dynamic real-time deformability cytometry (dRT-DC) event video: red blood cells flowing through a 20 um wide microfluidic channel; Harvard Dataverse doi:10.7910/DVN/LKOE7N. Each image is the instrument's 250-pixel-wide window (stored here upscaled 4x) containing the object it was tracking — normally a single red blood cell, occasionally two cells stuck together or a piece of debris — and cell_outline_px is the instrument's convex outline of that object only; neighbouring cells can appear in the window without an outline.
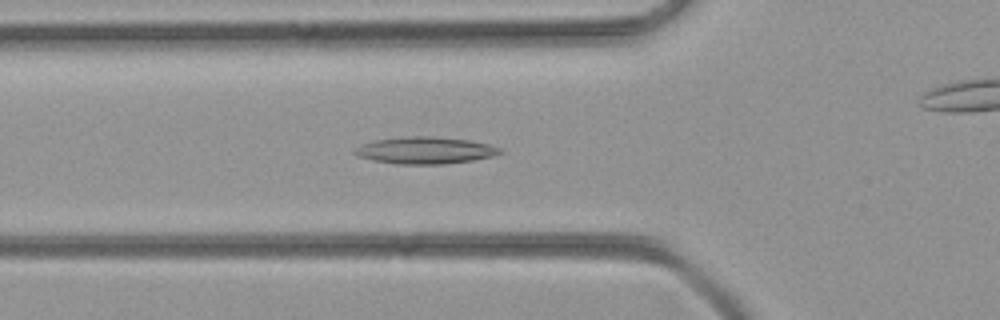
{"species": "common noctule bat (a hibernating species)", "species_latin": "Nyctalus noctula", "temperature_condition": "room temperature", "stored_images_in_passage": 49, "camera_frame_rate_fps": 3000, "um_per_image_px": 0.085, "animal": {"sex": "female", "body_mass_g": 21.9}, "frame": {"image": 1, "passage_image": 17, "time_ms": 5.333, "image_size_px": [1000, 320], "cell_outline_px": [[504, 152], [492, 156], [472, 160], [444, 164], [396, 164], [372, 160], [356, 156], [352, 152], [360, 144], [376, 140], [412, 136], [428, 136], [468, 140], [488, 144], [500, 148]], "centroid_in_image_um": [36.1, 12.79], "position_along_channel_um": 89.7, "area_um2": 22.66}}
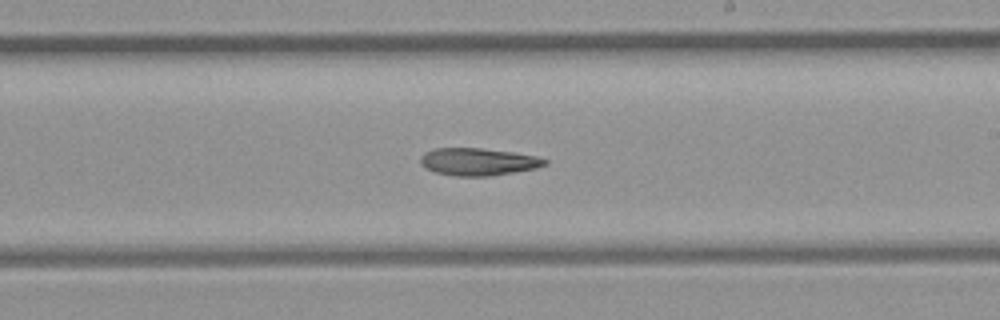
{"frame": {"image": 2, "passage_image": 28, "time_ms": 9.0, "image_size_px": [1000, 320], "cell_outline_px": [[548, 164], [536, 168], [492, 176], [456, 176], [436, 172], [424, 168], [420, 164], [420, 156], [424, 152], [432, 148], [480, 148], [512, 152], [536, 156], [548, 160]], "centroid_in_image_um": [40.61, 13.75], "position_along_channel_um": 248.4, "area_um2": 20.0}}
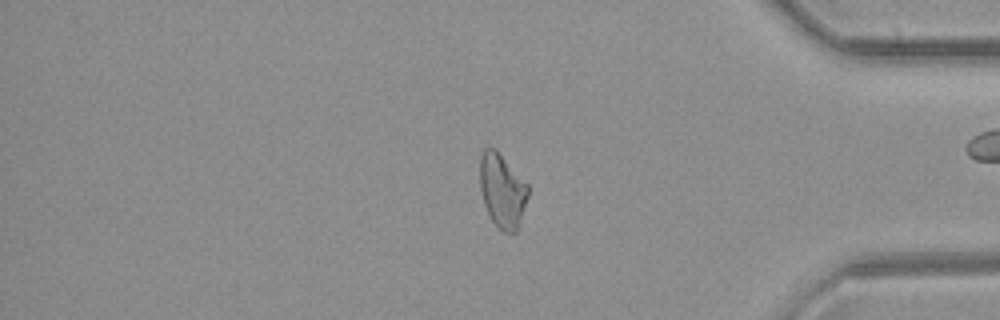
{"frame": {"image": 3, "passage_image": 40, "time_ms": 13.0, "image_size_px": [1000, 320], "cell_outline_px": [[528, 196], [516, 232], [504, 232], [492, 220], [484, 204], [480, 188], [480, 156], [484, 148], [496, 148], [528, 184]], "centroid_in_image_um": [42.68, 16.16], "position_along_channel_um": 392.5, "area_um2": 20.58}}